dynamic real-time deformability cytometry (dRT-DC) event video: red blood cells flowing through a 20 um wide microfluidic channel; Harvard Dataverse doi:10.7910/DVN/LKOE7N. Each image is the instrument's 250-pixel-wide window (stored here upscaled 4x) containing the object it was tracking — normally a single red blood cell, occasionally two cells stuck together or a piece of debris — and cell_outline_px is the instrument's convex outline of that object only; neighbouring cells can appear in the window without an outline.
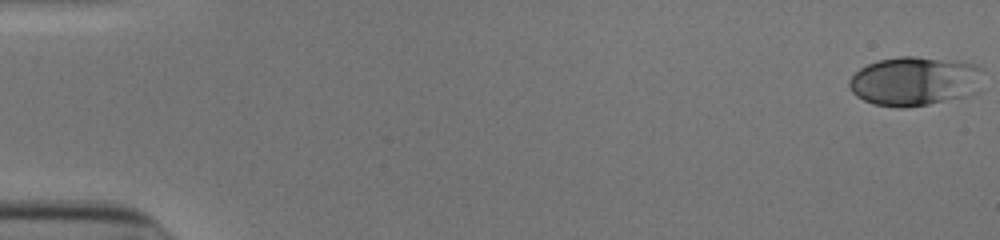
{"species": "human", "species_latin": "Homo sapiens", "temperature_condition": "cold", "stored_images_in_passage": 25, "camera_frame_rate_fps": 3000, "um_per_image_px": 0.085, "donor": {"sex": "male"}, "frame": {"image": 1, "passage_image": 1, "time_ms": 0.0, "image_size_px": [1000, 240], "cell_outline_px": [[984, 68], [980, 92], [968, 96], [928, 104], [904, 108], [896, 108], [872, 104], [856, 96], [852, 92], [848, 84], [848, 80], [860, 68], [868, 64], [880, 60], [900, 56], [916, 56], [960, 60], [976, 64]], "centroid_in_image_um": [77.83, 6.89], "position_along_channel_um": 7.2, "area_um2": 39.3}}
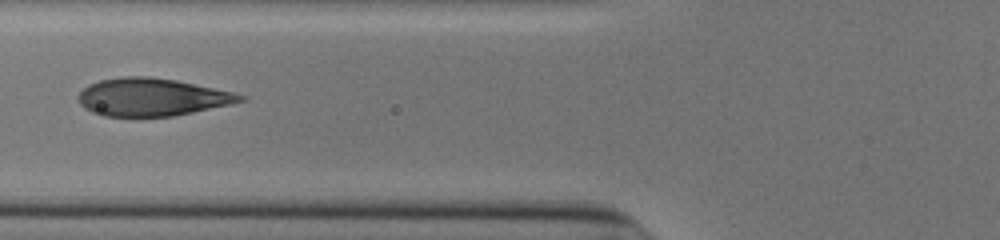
{"frame": {"image": 2, "passage_image": 22, "time_ms": 7.0, "image_size_px": [1000, 240], "cell_outline_px": [[248, 100], [232, 104], [172, 116], [104, 116], [92, 112], [84, 108], [76, 100], [76, 96], [88, 84], [100, 80], [124, 76], [148, 76], [176, 80], [232, 92], [248, 96]], "centroid_in_image_um": [12.89, 8.25], "position_along_channel_um": 112.9, "area_um2": 35.66}}
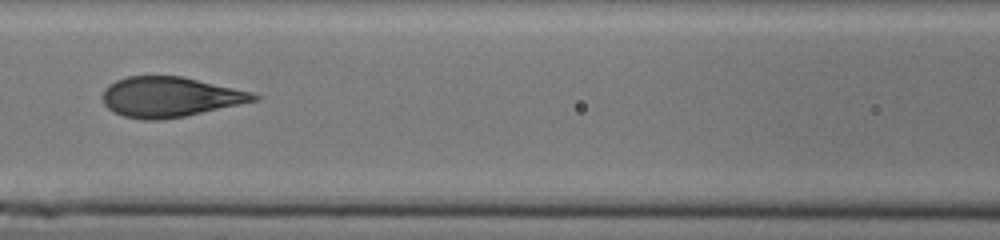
{"frame": {"image": 3, "passage_image": 25, "time_ms": 8.0, "image_size_px": [1000, 240], "cell_outline_px": [[264, 96], [260, 100], [184, 116], [156, 120], [144, 120], [124, 116], [112, 112], [104, 104], [104, 88], [108, 84], [116, 80], [128, 76], [180, 76], [252, 92]], "centroid_in_image_um": [14.46, 8.24], "position_along_channel_um": 152.1, "area_um2": 35.2}}